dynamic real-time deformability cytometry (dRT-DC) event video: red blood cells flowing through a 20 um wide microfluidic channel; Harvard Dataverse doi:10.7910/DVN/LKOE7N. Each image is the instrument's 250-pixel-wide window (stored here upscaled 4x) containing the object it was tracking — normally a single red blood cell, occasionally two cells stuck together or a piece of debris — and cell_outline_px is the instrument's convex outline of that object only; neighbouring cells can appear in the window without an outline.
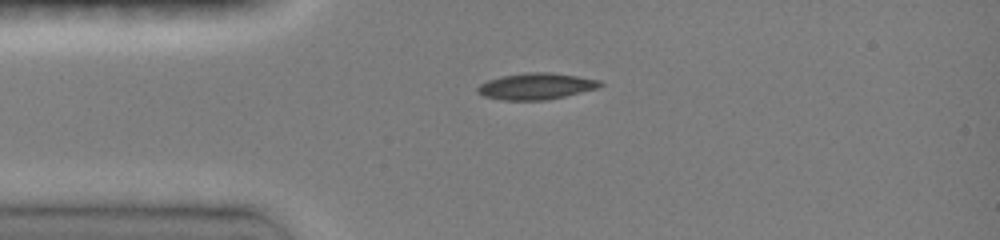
{"species": "common noctule bat (a hibernating species)", "species_latin": "Nyctalus noctula", "temperature_condition": "room temperature", "stored_images_in_passage": 10, "camera_frame_rate_fps": 3000, "um_per_image_px": 0.085, "animal": {"sex": "female", "body_mass_g": 19.0, "forearm_length_mm": 51.5}, "frame": {"image": 1, "passage_image": 1, "time_ms": 0.0, "image_size_px": [1000, 240], "cell_outline_px": [[604, 84], [596, 88], [564, 96], [544, 100], [504, 100], [484, 96], [476, 92], [476, 88], [480, 84], [488, 80], [500, 76], [524, 72], [552, 72], [600, 80]], "centroid_in_image_um": [45.52, 7.32], "position_along_channel_um": 39.5, "area_um2": 18.79}}
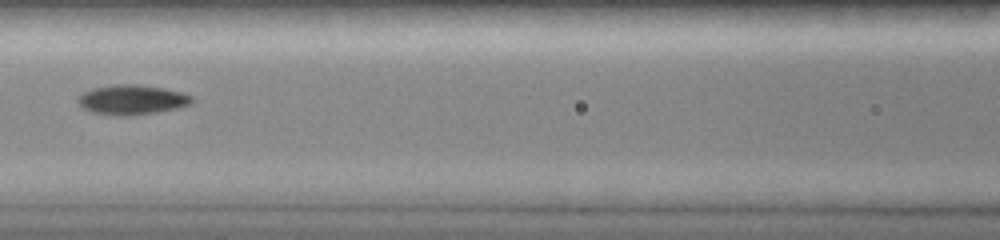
{"frame": {"image": 2, "passage_image": 7, "time_ms": 3.333, "image_size_px": [1000, 240], "cell_outline_px": [[192, 104], [176, 108], [156, 112], [132, 116], [116, 116], [92, 112], [84, 108], [76, 100], [84, 92], [92, 88], [116, 84], [140, 84], [164, 88], [180, 92], [192, 96]], "centroid_in_image_um": [11.22, 8.48], "position_along_channel_um": 155.4, "area_um2": 19.77}}